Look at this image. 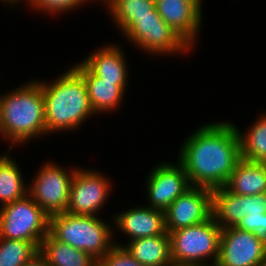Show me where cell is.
<instances>
[{
	"label": "cell",
	"mask_w": 266,
	"mask_h": 266,
	"mask_svg": "<svg viewBox=\"0 0 266 266\" xmlns=\"http://www.w3.org/2000/svg\"><path fill=\"white\" fill-rule=\"evenodd\" d=\"M241 159L266 164V112L247 128L246 133L236 127Z\"/></svg>",
	"instance_id": "cell-23"
},
{
	"label": "cell",
	"mask_w": 266,
	"mask_h": 266,
	"mask_svg": "<svg viewBox=\"0 0 266 266\" xmlns=\"http://www.w3.org/2000/svg\"><path fill=\"white\" fill-rule=\"evenodd\" d=\"M190 185L211 190L224 187L241 160L235 124L211 122L194 131L178 151Z\"/></svg>",
	"instance_id": "cell-1"
},
{
	"label": "cell",
	"mask_w": 266,
	"mask_h": 266,
	"mask_svg": "<svg viewBox=\"0 0 266 266\" xmlns=\"http://www.w3.org/2000/svg\"><path fill=\"white\" fill-rule=\"evenodd\" d=\"M266 255V243L253 232L237 227L222 229L216 266H259Z\"/></svg>",
	"instance_id": "cell-11"
},
{
	"label": "cell",
	"mask_w": 266,
	"mask_h": 266,
	"mask_svg": "<svg viewBox=\"0 0 266 266\" xmlns=\"http://www.w3.org/2000/svg\"><path fill=\"white\" fill-rule=\"evenodd\" d=\"M114 24L123 34L138 17L160 16L156 9L155 0H113L107 5Z\"/></svg>",
	"instance_id": "cell-22"
},
{
	"label": "cell",
	"mask_w": 266,
	"mask_h": 266,
	"mask_svg": "<svg viewBox=\"0 0 266 266\" xmlns=\"http://www.w3.org/2000/svg\"><path fill=\"white\" fill-rule=\"evenodd\" d=\"M224 187L236 195L266 193V164L241 159Z\"/></svg>",
	"instance_id": "cell-18"
},
{
	"label": "cell",
	"mask_w": 266,
	"mask_h": 266,
	"mask_svg": "<svg viewBox=\"0 0 266 266\" xmlns=\"http://www.w3.org/2000/svg\"><path fill=\"white\" fill-rule=\"evenodd\" d=\"M97 266H143L123 246L115 245L97 260Z\"/></svg>",
	"instance_id": "cell-26"
},
{
	"label": "cell",
	"mask_w": 266,
	"mask_h": 266,
	"mask_svg": "<svg viewBox=\"0 0 266 266\" xmlns=\"http://www.w3.org/2000/svg\"><path fill=\"white\" fill-rule=\"evenodd\" d=\"M20 170L16 161L7 152L3 156L0 155V204L2 203V206L28 194L29 185H25L23 173Z\"/></svg>",
	"instance_id": "cell-21"
},
{
	"label": "cell",
	"mask_w": 266,
	"mask_h": 266,
	"mask_svg": "<svg viewBox=\"0 0 266 266\" xmlns=\"http://www.w3.org/2000/svg\"><path fill=\"white\" fill-rule=\"evenodd\" d=\"M221 227L211 217L207 221L169 233L173 266L216 265L219 257Z\"/></svg>",
	"instance_id": "cell-5"
},
{
	"label": "cell",
	"mask_w": 266,
	"mask_h": 266,
	"mask_svg": "<svg viewBox=\"0 0 266 266\" xmlns=\"http://www.w3.org/2000/svg\"><path fill=\"white\" fill-rule=\"evenodd\" d=\"M113 227L98 216L73 215L67 212L49 217V233L58 241L103 257L114 246Z\"/></svg>",
	"instance_id": "cell-4"
},
{
	"label": "cell",
	"mask_w": 266,
	"mask_h": 266,
	"mask_svg": "<svg viewBox=\"0 0 266 266\" xmlns=\"http://www.w3.org/2000/svg\"><path fill=\"white\" fill-rule=\"evenodd\" d=\"M152 169L146 180V194L149 200L147 206L165 211L191 185L179 162H163Z\"/></svg>",
	"instance_id": "cell-12"
},
{
	"label": "cell",
	"mask_w": 266,
	"mask_h": 266,
	"mask_svg": "<svg viewBox=\"0 0 266 266\" xmlns=\"http://www.w3.org/2000/svg\"><path fill=\"white\" fill-rule=\"evenodd\" d=\"M123 35L136 48L155 55L188 53L191 47L165 23L161 16L138 17Z\"/></svg>",
	"instance_id": "cell-8"
},
{
	"label": "cell",
	"mask_w": 266,
	"mask_h": 266,
	"mask_svg": "<svg viewBox=\"0 0 266 266\" xmlns=\"http://www.w3.org/2000/svg\"><path fill=\"white\" fill-rule=\"evenodd\" d=\"M259 266H266V255H265L263 262Z\"/></svg>",
	"instance_id": "cell-32"
},
{
	"label": "cell",
	"mask_w": 266,
	"mask_h": 266,
	"mask_svg": "<svg viewBox=\"0 0 266 266\" xmlns=\"http://www.w3.org/2000/svg\"><path fill=\"white\" fill-rule=\"evenodd\" d=\"M240 230L253 234L266 243V213L247 214L236 226Z\"/></svg>",
	"instance_id": "cell-27"
},
{
	"label": "cell",
	"mask_w": 266,
	"mask_h": 266,
	"mask_svg": "<svg viewBox=\"0 0 266 266\" xmlns=\"http://www.w3.org/2000/svg\"><path fill=\"white\" fill-rule=\"evenodd\" d=\"M111 187V180L103 173L93 169L76 168L66 212L73 215L98 216L100 209L107 202L109 193H112Z\"/></svg>",
	"instance_id": "cell-9"
},
{
	"label": "cell",
	"mask_w": 266,
	"mask_h": 266,
	"mask_svg": "<svg viewBox=\"0 0 266 266\" xmlns=\"http://www.w3.org/2000/svg\"><path fill=\"white\" fill-rule=\"evenodd\" d=\"M266 213V193L246 196V215Z\"/></svg>",
	"instance_id": "cell-28"
},
{
	"label": "cell",
	"mask_w": 266,
	"mask_h": 266,
	"mask_svg": "<svg viewBox=\"0 0 266 266\" xmlns=\"http://www.w3.org/2000/svg\"><path fill=\"white\" fill-rule=\"evenodd\" d=\"M39 252L50 266H97L91 254L58 241L50 233L41 242Z\"/></svg>",
	"instance_id": "cell-20"
},
{
	"label": "cell",
	"mask_w": 266,
	"mask_h": 266,
	"mask_svg": "<svg viewBox=\"0 0 266 266\" xmlns=\"http://www.w3.org/2000/svg\"><path fill=\"white\" fill-rule=\"evenodd\" d=\"M126 251L143 266H173L171 258L170 236L163 235L134 239L124 246Z\"/></svg>",
	"instance_id": "cell-17"
},
{
	"label": "cell",
	"mask_w": 266,
	"mask_h": 266,
	"mask_svg": "<svg viewBox=\"0 0 266 266\" xmlns=\"http://www.w3.org/2000/svg\"><path fill=\"white\" fill-rule=\"evenodd\" d=\"M245 216V195H236L225 187L212 190V217L221 229L236 227Z\"/></svg>",
	"instance_id": "cell-19"
},
{
	"label": "cell",
	"mask_w": 266,
	"mask_h": 266,
	"mask_svg": "<svg viewBox=\"0 0 266 266\" xmlns=\"http://www.w3.org/2000/svg\"><path fill=\"white\" fill-rule=\"evenodd\" d=\"M181 266H216V265H212L210 264H199V265H181Z\"/></svg>",
	"instance_id": "cell-31"
},
{
	"label": "cell",
	"mask_w": 266,
	"mask_h": 266,
	"mask_svg": "<svg viewBox=\"0 0 266 266\" xmlns=\"http://www.w3.org/2000/svg\"><path fill=\"white\" fill-rule=\"evenodd\" d=\"M42 165L32 184L28 186V195L49 217L66 212L70 187L77 167L67 171L59 166V163L48 161Z\"/></svg>",
	"instance_id": "cell-7"
},
{
	"label": "cell",
	"mask_w": 266,
	"mask_h": 266,
	"mask_svg": "<svg viewBox=\"0 0 266 266\" xmlns=\"http://www.w3.org/2000/svg\"><path fill=\"white\" fill-rule=\"evenodd\" d=\"M1 1V3L2 2H4V5L7 3H9L10 5L12 4V6H16V4L18 3H20L22 0H0ZM20 1V2H19ZM25 1V0H24ZM27 1V0H26Z\"/></svg>",
	"instance_id": "cell-30"
},
{
	"label": "cell",
	"mask_w": 266,
	"mask_h": 266,
	"mask_svg": "<svg viewBox=\"0 0 266 266\" xmlns=\"http://www.w3.org/2000/svg\"><path fill=\"white\" fill-rule=\"evenodd\" d=\"M37 253L34 242L0 238V266H23Z\"/></svg>",
	"instance_id": "cell-24"
},
{
	"label": "cell",
	"mask_w": 266,
	"mask_h": 266,
	"mask_svg": "<svg viewBox=\"0 0 266 266\" xmlns=\"http://www.w3.org/2000/svg\"><path fill=\"white\" fill-rule=\"evenodd\" d=\"M111 223H115L116 230L128 235V241L165 234L164 211L151 208L147 205L137 206L118 212Z\"/></svg>",
	"instance_id": "cell-14"
},
{
	"label": "cell",
	"mask_w": 266,
	"mask_h": 266,
	"mask_svg": "<svg viewBox=\"0 0 266 266\" xmlns=\"http://www.w3.org/2000/svg\"><path fill=\"white\" fill-rule=\"evenodd\" d=\"M203 0H155L161 18L191 48L201 29Z\"/></svg>",
	"instance_id": "cell-13"
},
{
	"label": "cell",
	"mask_w": 266,
	"mask_h": 266,
	"mask_svg": "<svg viewBox=\"0 0 266 266\" xmlns=\"http://www.w3.org/2000/svg\"><path fill=\"white\" fill-rule=\"evenodd\" d=\"M64 72L54 81H40L46 134L79 129L84 121L95 115L82 75L74 67Z\"/></svg>",
	"instance_id": "cell-2"
},
{
	"label": "cell",
	"mask_w": 266,
	"mask_h": 266,
	"mask_svg": "<svg viewBox=\"0 0 266 266\" xmlns=\"http://www.w3.org/2000/svg\"><path fill=\"white\" fill-rule=\"evenodd\" d=\"M116 44H110L89 54L81 61L95 76L103 81L114 82L124 91L128 82V68L123 53Z\"/></svg>",
	"instance_id": "cell-15"
},
{
	"label": "cell",
	"mask_w": 266,
	"mask_h": 266,
	"mask_svg": "<svg viewBox=\"0 0 266 266\" xmlns=\"http://www.w3.org/2000/svg\"><path fill=\"white\" fill-rule=\"evenodd\" d=\"M46 134L44 96L40 79L29 80L0 94V136L11 141L8 149Z\"/></svg>",
	"instance_id": "cell-3"
},
{
	"label": "cell",
	"mask_w": 266,
	"mask_h": 266,
	"mask_svg": "<svg viewBox=\"0 0 266 266\" xmlns=\"http://www.w3.org/2000/svg\"><path fill=\"white\" fill-rule=\"evenodd\" d=\"M83 77L94 113H109L120 107L125 91L114 82L95 76L82 62L73 66Z\"/></svg>",
	"instance_id": "cell-16"
},
{
	"label": "cell",
	"mask_w": 266,
	"mask_h": 266,
	"mask_svg": "<svg viewBox=\"0 0 266 266\" xmlns=\"http://www.w3.org/2000/svg\"><path fill=\"white\" fill-rule=\"evenodd\" d=\"M23 266H50L48 261L41 255L37 253L28 263Z\"/></svg>",
	"instance_id": "cell-29"
},
{
	"label": "cell",
	"mask_w": 266,
	"mask_h": 266,
	"mask_svg": "<svg viewBox=\"0 0 266 266\" xmlns=\"http://www.w3.org/2000/svg\"><path fill=\"white\" fill-rule=\"evenodd\" d=\"M33 9L40 10L42 13H50L51 15H60L62 12H68L72 9L78 8L88 0H27ZM60 13V14H59Z\"/></svg>",
	"instance_id": "cell-25"
},
{
	"label": "cell",
	"mask_w": 266,
	"mask_h": 266,
	"mask_svg": "<svg viewBox=\"0 0 266 266\" xmlns=\"http://www.w3.org/2000/svg\"><path fill=\"white\" fill-rule=\"evenodd\" d=\"M49 233V216L27 194L0 207V238L34 242L40 247Z\"/></svg>",
	"instance_id": "cell-6"
},
{
	"label": "cell",
	"mask_w": 266,
	"mask_h": 266,
	"mask_svg": "<svg viewBox=\"0 0 266 266\" xmlns=\"http://www.w3.org/2000/svg\"><path fill=\"white\" fill-rule=\"evenodd\" d=\"M164 214L168 233L203 223L212 217V190L191 186L172 202Z\"/></svg>",
	"instance_id": "cell-10"
}]
</instances>
